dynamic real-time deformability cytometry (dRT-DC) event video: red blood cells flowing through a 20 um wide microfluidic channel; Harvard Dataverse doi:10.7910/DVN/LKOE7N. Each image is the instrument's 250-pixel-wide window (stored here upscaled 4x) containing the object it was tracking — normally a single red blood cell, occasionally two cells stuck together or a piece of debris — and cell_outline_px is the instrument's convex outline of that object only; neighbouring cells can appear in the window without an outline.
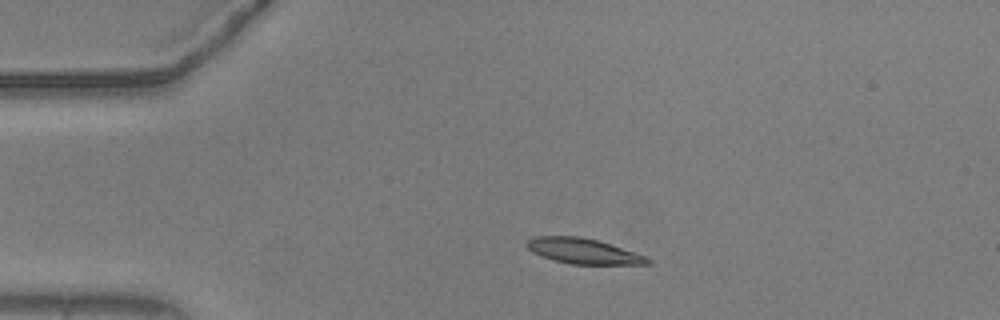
{"species": "common noctule bat (a hibernating species)", "species_latin": "Nyctalus noctula", "temperature_condition": "warm", "stored_images_in_passage": 53, "camera_frame_rate_fps": 3000, "um_per_image_px": 0.085, "animal": {"sex": "male", "body_mass_g": 20.5, "forearm_length_mm": 52.5}, "frame": {"image": 1, "passage_image": 10, "time_ms": 3.0, "image_size_px": [1000, 320], "cell_outline_px": [[652, 264], [568, 264], [552, 260], [540, 256], [532, 252], [524, 244], [528, 240], [536, 236], [580, 236], [596, 240], [648, 256], [652, 260]], "centroid_in_image_um": [49.57, 21.35], "position_along_channel_um": 35.4, "area_um2": 17.98}}
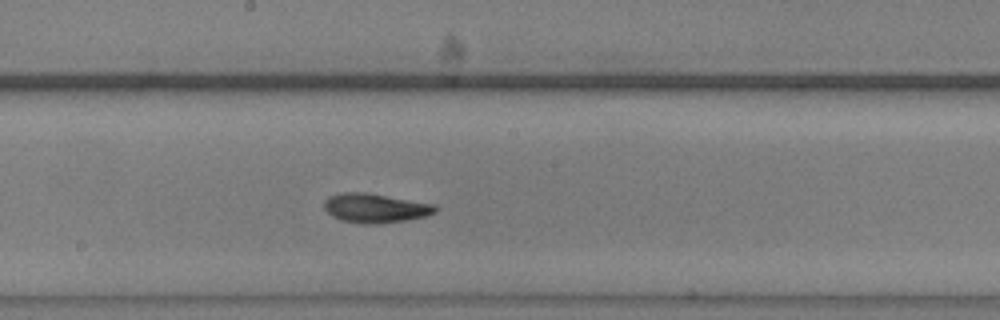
{"frame": {"image": 2, "passage_image": 28, "time_ms": 9.0, "image_size_px": [1000, 320], "cell_outline_px": [[440, 208], [436, 212], [424, 216], [408, 220], [380, 224], [364, 224], [340, 220], [332, 216], [324, 208], [324, 200], [328, 196], [344, 192], [364, 192], [432, 204]], "centroid_in_image_um": [31.87, 17.7], "position_along_channel_um": 216.3, "area_um2": 18.9}}
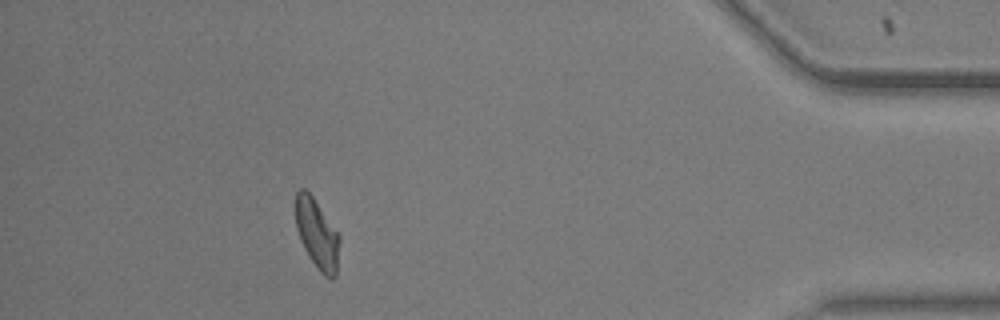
{"frame": {"image": 3, "passage_image": 48, "time_ms": 15.667, "image_size_px": [1000, 320], "cell_outline_px": [[340, 240], [336, 276], [332, 280], [324, 276], [320, 272], [304, 248], [300, 240], [296, 228], [296, 192], [300, 188], [304, 188], [312, 196], [340, 236]], "centroid_in_image_um": [26.95, 19.91], "position_along_channel_um": 408.2, "area_um2": 17.63}, "authors_computed_cell_mechanics": {"area_um2": 18.0914, "velocity_mm_per_s": 3.664, "shape_relaxation_time_tau1_ms": 5.9236, "shape_relaxation_time_tau2_ms": 2.8189, "deformation_change_tau1": 0.1752, "deformation_change_tau2": 0.0857}}